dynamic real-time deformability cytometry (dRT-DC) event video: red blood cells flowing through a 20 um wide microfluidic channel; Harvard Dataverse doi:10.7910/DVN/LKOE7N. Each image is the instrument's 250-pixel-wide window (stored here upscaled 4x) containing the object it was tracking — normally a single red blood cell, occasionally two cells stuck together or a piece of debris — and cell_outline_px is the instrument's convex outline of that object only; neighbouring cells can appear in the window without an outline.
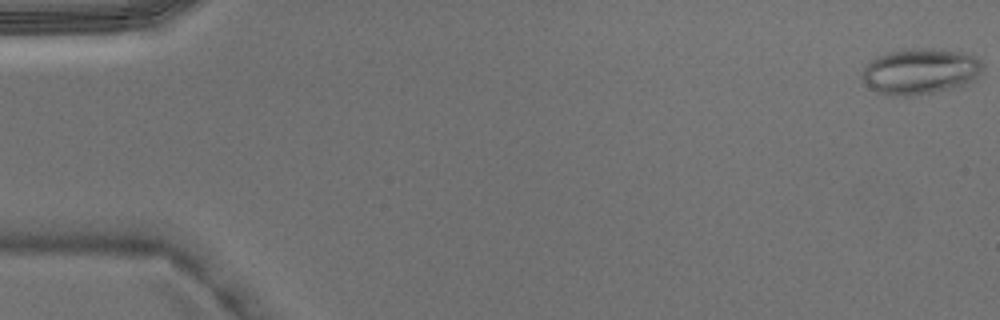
{"species": "Egyptian fruit bat (a non-hibernating species)", "species_latin": "Rousettus aegyptiacus", "temperature_condition": "warm", "stored_images_in_passage": 4, "camera_frame_rate_fps": 3000, "um_per_image_px": 0.085, "animal": {"sex": "male"}, "frame": {"image": 1, "passage_image": 1, "time_ms": 0.0, "image_size_px": [1000, 320], "cell_outline_px": [[984, 68], [976, 80], [968, 84], [952, 88], [912, 96], [888, 96], [876, 92], [864, 84], [860, 76], [860, 72], [868, 60], [876, 56], [888, 52], [904, 48], [932, 48], [968, 52], [976, 56], [984, 64]], "centroid_in_image_um": [78.2, 6.05], "position_along_channel_um": 6.8, "area_um2": 33.35}}